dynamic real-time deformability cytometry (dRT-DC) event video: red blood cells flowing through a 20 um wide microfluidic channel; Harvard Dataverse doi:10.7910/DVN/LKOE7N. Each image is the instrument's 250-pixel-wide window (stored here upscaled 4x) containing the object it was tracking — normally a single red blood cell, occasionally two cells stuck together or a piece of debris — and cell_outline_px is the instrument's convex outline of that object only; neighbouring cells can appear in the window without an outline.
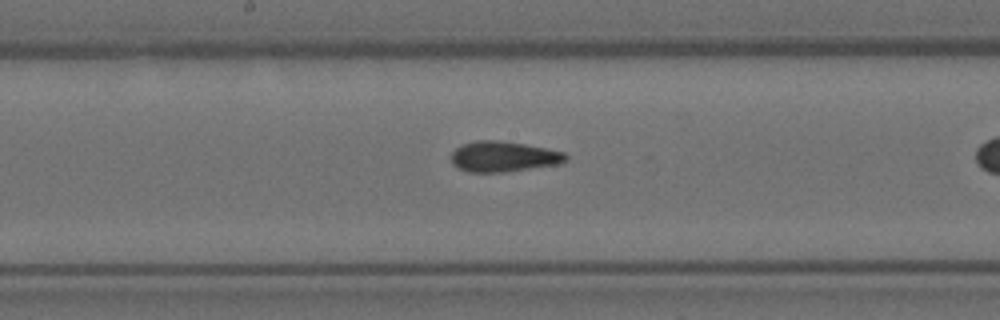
{"species": "Egyptian fruit bat (a non-hibernating species)", "species_latin": "Rousettus aegyptiacus", "temperature_condition": "room temperature", "stored_images_in_passage": 42, "camera_frame_rate_fps": 3000, "um_per_image_px": 0.085, "animal": {"sex": "female"}, "frame": {"image": 1, "passage_image": 27, "time_ms": 8.667, "image_size_px": [1000, 320], "cell_outline_px": [[568, 160], [560, 164], [504, 172], [468, 172], [452, 164], [452, 152], [460, 144], [476, 140], [496, 140], [524, 144], [564, 152], [568, 156]], "centroid_in_image_um": [42.79, 13.31], "position_along_channel_um": 205.4, "area_um2": 20.35}}
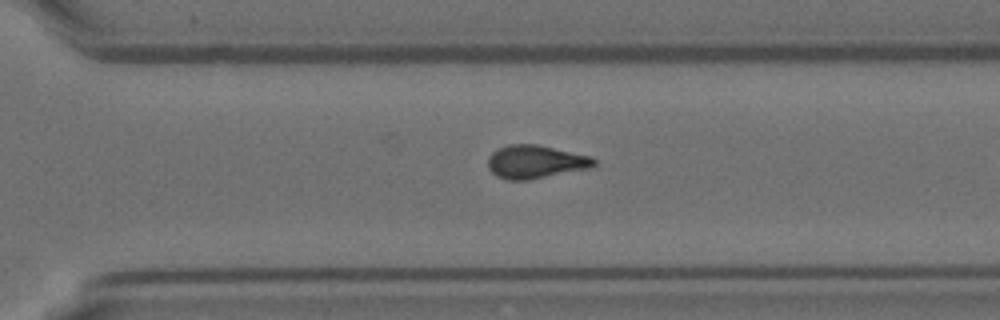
{"frame": {"image": 2, "passage_image": 37, "time_ms": 12.0, "image_size_px": [1000, 320], "cell_outline_px": [[596, 164], [588, 168], [528, 180], [508, 180], [496, 176], [488, 168], [488, 156], [492, 152], [508, 144], [536, 144], [592, 156], [596, 160]], "centroid_in_image_um": [45.49, 13.75], "position_along_channel_um": 325.1, "area_um2": 20.46}}
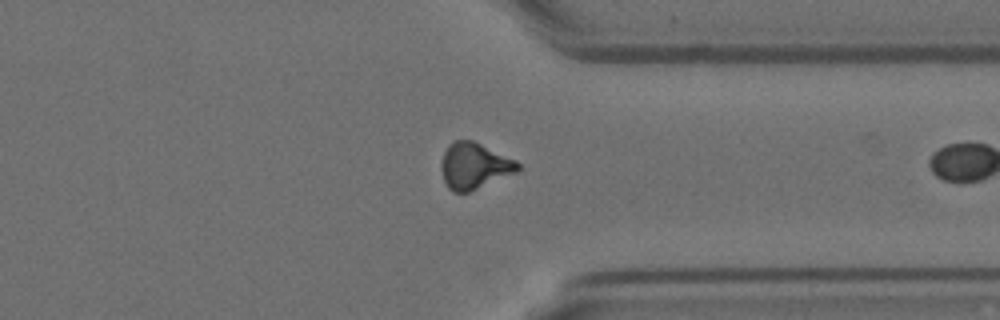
{"frame": {"image": 3, "passage_image": 41, "time_ms": 13.333, "image_size_px": [1000, 320], "cell_outline_px": [[520, 168], [516, 172], [468, 192], [452, 192], [448, 188], [444, 180], [440, 168], [440, 164], [444, 152], [448, 144], [456, 140], [472, 140], [516, 160], [520, 164]], "centroid_in_image_um": [40.28, 14.09], "position_along_channel_um": 371.1, "area_um2": 20.46}}